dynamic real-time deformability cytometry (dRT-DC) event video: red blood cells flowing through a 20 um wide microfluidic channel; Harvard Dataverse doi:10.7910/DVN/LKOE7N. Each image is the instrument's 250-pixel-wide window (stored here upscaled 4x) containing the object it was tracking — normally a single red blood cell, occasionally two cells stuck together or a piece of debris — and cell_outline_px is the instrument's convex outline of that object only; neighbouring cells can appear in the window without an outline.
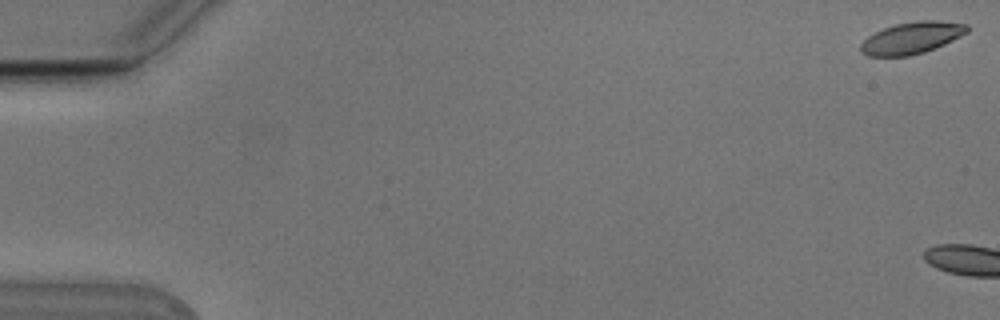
{"species": "Egyptian fruit bat (a non-hibernating species)", "species_latin": "Rousettus aegyptiacus", "temperature_condition": "cold", "stored_images_in_passage": 8, "camera_frame_rate_fps": 3000, "um_per_image_px": 0.085, "animal": {"sex": "male"}, "frame": {"image": 1, "passage_image": 1, "time_ms": 0.0, "image_size_px": [1000, 320], "cell_outline_px": [[968, 32], [944, 44], [924, 52], [908, 56], [868, 56], [860, 52], [860, 44], [868, 36], [884, 28], [896, 24], [916, 20], [940, 20], [968, 24]], "centroid_in_image_um": [77.49, 3.21], "position_along_channel_um": 7.5, "area_um2": 19.71}}